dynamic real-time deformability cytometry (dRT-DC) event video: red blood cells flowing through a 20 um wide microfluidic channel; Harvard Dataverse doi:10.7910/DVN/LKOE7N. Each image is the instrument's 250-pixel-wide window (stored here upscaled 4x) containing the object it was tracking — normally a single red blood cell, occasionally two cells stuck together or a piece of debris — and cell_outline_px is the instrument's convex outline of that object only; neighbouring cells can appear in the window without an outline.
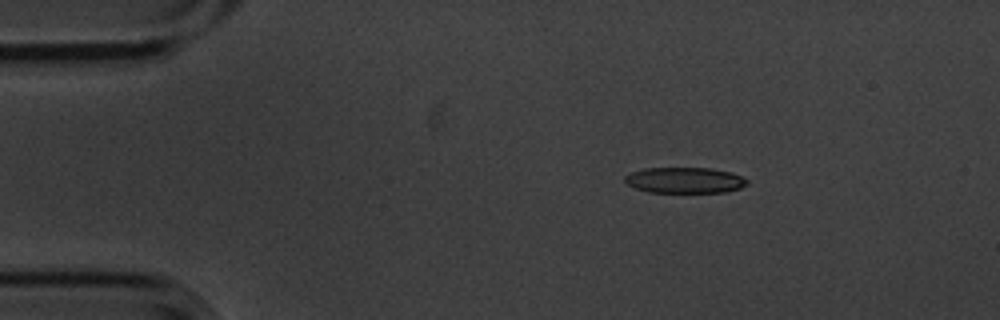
{"species": "common noctule bat (a hibernating species)", "species_latin": "Nyctalus noctula", "temperature_condition": "cold", "stored_images_in_passage": 4, "camera_frame_rate_fps": 3000, "um_per_image_px": 0.085, "animal": {"sex": "male", "body_mass_g": 20.1, "forearm_length_mm": 53.5}, "frame": {"image": 1, "passage_image": 2, "time_ms": 0.333, "image_size_px": [1000, 320], "cell_outline_px": [[748, 184], [740, 188], [724, 192], [648, 192], [636, 188], [628, 184], [624, 180], [624, 176], [632, 172], [644, 168], [712, 168], [732, 172], [748, 180]], "centroid_in_image_um": [58.21, 15.31], "position_along_channel_um": 26.8, "area_um2": 18.38}}
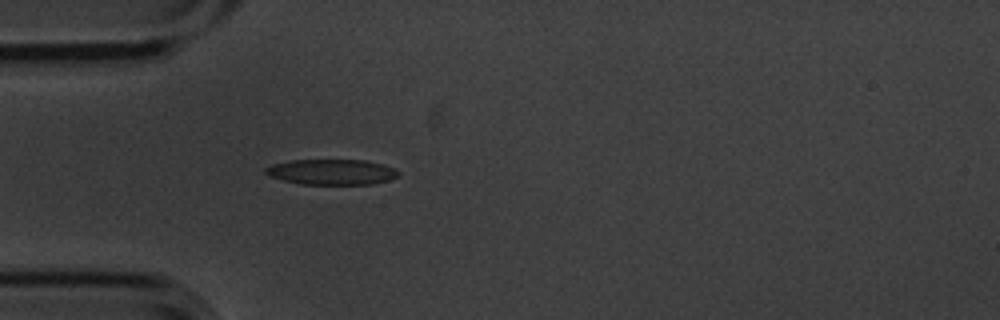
{"frame": {"image": 2, "passage_image": 4, "time_ms": 1.0, "image_size_px": [1000, 320], "cell_outline_px": [[400, 176], [388, 180], [372, 184], [300, 184], [268, 176], [264, 172], [264, 168], [272, 164], [292, 160], [364, 160], [384, 164], [396, 168], [400, 172]], "centroid_in_image_um": [28.22, 14.61], "position_along_channel_um": 56.8, "area_um2": 19.88}}